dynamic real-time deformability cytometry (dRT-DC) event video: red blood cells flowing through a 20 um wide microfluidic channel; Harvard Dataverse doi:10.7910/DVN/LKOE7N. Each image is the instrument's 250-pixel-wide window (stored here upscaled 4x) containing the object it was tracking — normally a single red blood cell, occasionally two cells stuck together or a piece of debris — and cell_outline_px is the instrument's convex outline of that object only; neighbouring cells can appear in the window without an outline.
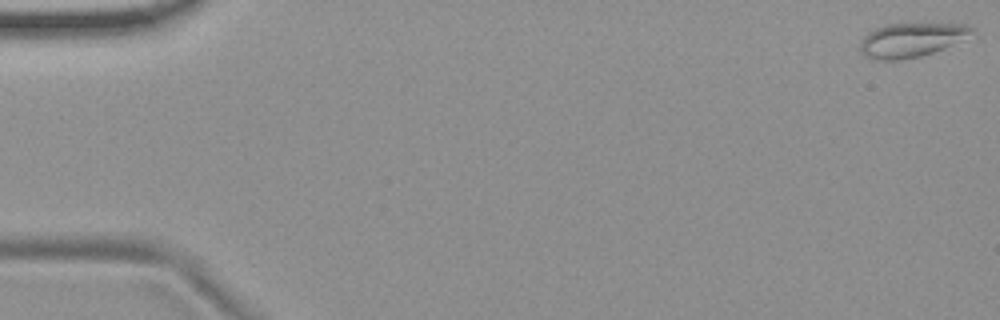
{"species": "common noctule bat (a hibernating species)", "species_latin": "Nyctalus noctula", "temperature_condition": "room temperature", "stored_images_in_passage": 5, "camera_frame_rate_fps": 3000, "um_per_image_px": 0.085, "animal": {"sex": "female", "body_mass_g": 19.9}, "frame": {"image": 1, "passage_image": 1, "time_ms": 0.0, "image_size_px": [1000, 320], "cell_outline_px": [[972, 28], [968, 32], [944, 48], [920, 56], [900, 60], [880, 60], [868, 56], [860, 52], [860, 40], [868, 32], [876, 28], [888, 24], [968, 24]], "centroid_in_image_um": [77.32, 3.4], "position_along_channel_um": 7.7, "area_um2": 21.33}}